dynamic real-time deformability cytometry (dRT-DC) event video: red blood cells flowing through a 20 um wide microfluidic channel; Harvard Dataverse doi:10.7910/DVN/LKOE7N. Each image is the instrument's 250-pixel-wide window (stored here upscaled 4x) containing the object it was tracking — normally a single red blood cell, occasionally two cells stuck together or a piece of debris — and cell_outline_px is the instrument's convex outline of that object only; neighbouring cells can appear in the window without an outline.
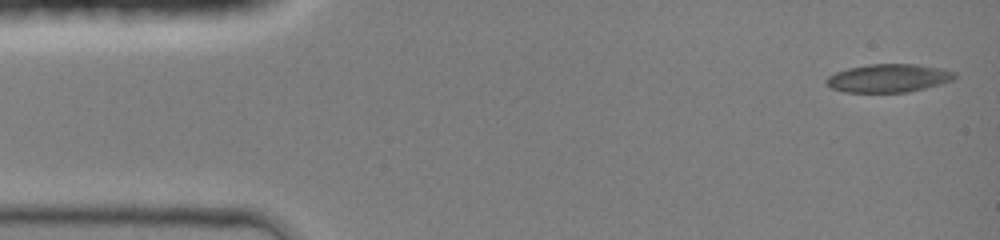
{"species": "common noctule bat (a hibernating species)", "species_latin": "Nyctalus noctula", "temperature_condition": "room temperature", "stored_images_in_passage": 40, "camera_frame_rate_fps": 3000, "um_per_image_px": 0.085, "animal": {"sex": "female", "body_mass_g": 19.0, "forearm_length_mm": 51.5}, "frame": {"image": 1, "passage_image": 1, "time_ms": 0.0, "image_size_px": [1000, 240], "cell_outline_px": [[956, 76], [952, 80], [940, 84], [908, 92], [844, 92], [832, 88], [824, 80], [828, 76], [836, 72], [848, 68], [868, 64], [916, 64], [940, 68], [956, 72]], "centroid_in_image_um": [75.52, 6.64], "position_along_channel_um": 9.5, "area_um2": 21.04}}
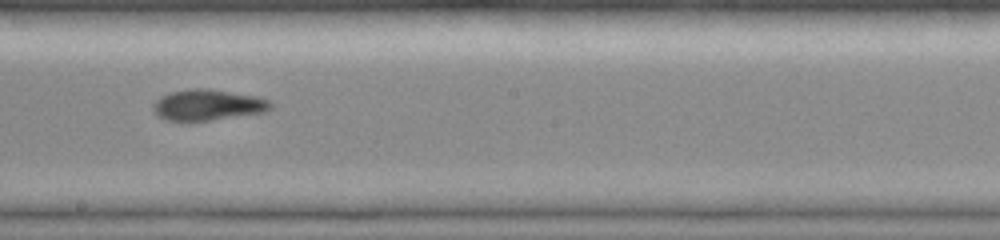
{"frame": {"image": 2, "passage_image": 24, "time_ms": 7.667, "image_size_px": [1000, 240], "cell_outline_px": [[272, 108], [264, 112], [208, 120], [164, 120], [152, 108], [152, 104], [160, 96], [168, 92], [188, 88], [208, 88], [256, 96], [268, 100], [272, 104]], "centroid_in_image_um": [17.63, 8.89], "position_along_channel_um": 230.6, "area_um2": 21.04}}
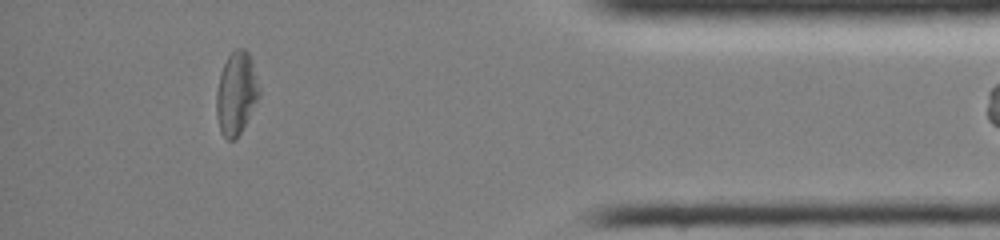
{"frame": {"image": 3, "passage_image": 39, "time_ms": 12.667, "image_size_px": [1000, 240], "cell_outline_px": [[260, 96], [236, 140], [228, 140], [220, 132], [216, 116], [216, 92], [220, 72], [228, 56], [236, 48], [244, 48], [248, 52], [252, 60], [260, 88]], "centroid_in_image_um": [20.08, 7.93], "position_along_channel_um": 415.1, "area_um2": 20.81}}